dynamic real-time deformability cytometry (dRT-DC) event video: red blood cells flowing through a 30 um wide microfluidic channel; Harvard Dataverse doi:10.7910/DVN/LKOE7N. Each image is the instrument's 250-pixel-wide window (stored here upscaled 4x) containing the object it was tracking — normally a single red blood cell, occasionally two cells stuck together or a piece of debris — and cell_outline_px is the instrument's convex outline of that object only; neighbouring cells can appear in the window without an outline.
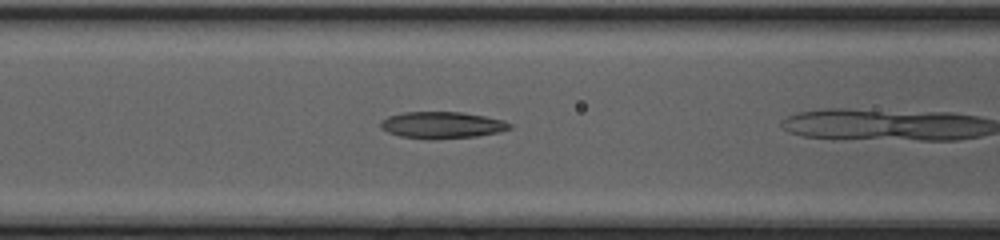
{"species": "common noctule bat (a hibernating species)", "species_latin": "Nyctalus noctula", "temperature_condition": "cold", "stored_images_in_passage": 21, "camera_frame_rate_fps": 3000, "um_per_image_px": 0.085, "animal": {"sex": "female", "body_mass_g": 20.0, "forearm_length_mm": 54.0}, "frame": {"image": 1, "passage_image": 18, "time_ms": 5.667, "image_size_px": [1000, 240], "cell_outline_px": [[512, 128], [500, 132], [476, 136], [436, 140], [428, 140], [400, 136], [388, 132], [380, 128], [380, 120], [388, 116], [404, 112], [460, 112], [484, 116], [504, 120], [512, 124]], "centroid_in_image_um": [37.56, 10.64], "position_along_channel_um": 129.0, "area_um2": 20.35}}